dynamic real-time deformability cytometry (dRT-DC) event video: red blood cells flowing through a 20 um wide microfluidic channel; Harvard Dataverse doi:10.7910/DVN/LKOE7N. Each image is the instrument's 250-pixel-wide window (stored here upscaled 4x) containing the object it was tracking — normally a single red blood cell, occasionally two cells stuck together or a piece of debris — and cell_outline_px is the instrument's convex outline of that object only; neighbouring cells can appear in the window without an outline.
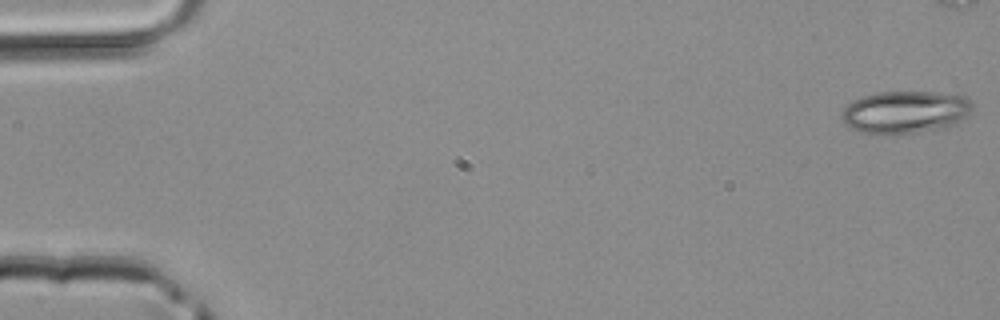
{"species": "common noctule bat (a hibernating species)", "species_latin": "Nyctalus noctula", "temperature_condition": "room temperature", "stored_images_in_passage": 2, "camera_frame_rate_fps": 3000, "um_per_image_px": 0.085, "animal": {"sex": "male", "body_mass_g": 20.4}, "frame": {"image": 1, "passage_image": 1, "time_ms": 0.0, "image_size_px": [1000, 320], "cell_outline_px": [[972, 108], [960, 120], [944, 128], [916, 132], [884, 136], [860, 132], [852, 128], [840, 116], [840, 112], [848, 104], [864, 96], [876, 92], [936, 92], [968, 96], [972, 100]], "centroid_in_image_um": [76.93, 9.53], "position_along_channel_um": 8.1, "area_um2": 32.43}}